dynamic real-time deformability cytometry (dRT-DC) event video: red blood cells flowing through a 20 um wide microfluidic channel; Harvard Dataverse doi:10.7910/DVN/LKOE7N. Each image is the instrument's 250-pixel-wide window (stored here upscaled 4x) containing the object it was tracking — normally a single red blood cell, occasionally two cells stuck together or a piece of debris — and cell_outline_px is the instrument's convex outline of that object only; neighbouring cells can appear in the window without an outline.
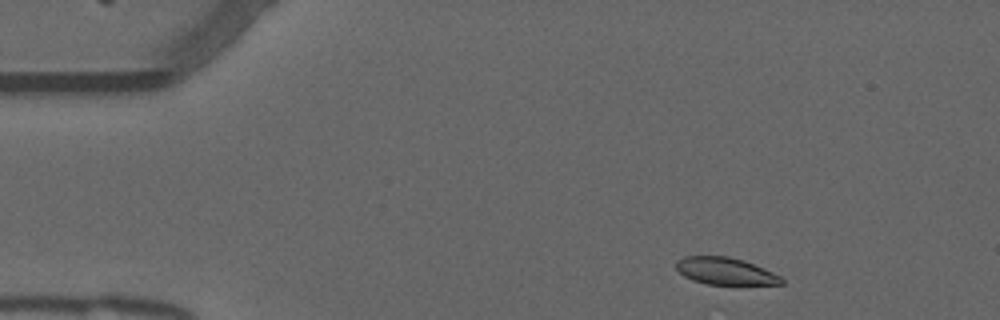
{"species": "common noctule bat (a hibernating species)", "species_latin": "Nyctalus noctula", "temperature_condition": "warm", "stored_images_in_passage": 32, "camera_frame_rate_fps": 3000, "um_per_image_px": 0.085, "animal": {"sex": "male", "forearm_length_mm": 52.5}, "frame": {"image": 1, "passage_image": 3, "time_ms": 0.667, "image_size_px": [1000, 320], "cell_outline_px": [[784, 284], [708, 284], [692, 280], [684, 276], [676, 268], [676, 260], [684, 256], [728, 256], [744, 260], [764, 268], [780, 276], [784, 280]], "centroid_in_image_um": [61.64, 23.03], "position_along_channel_um": 23.4, "area_um2": 16.59}}
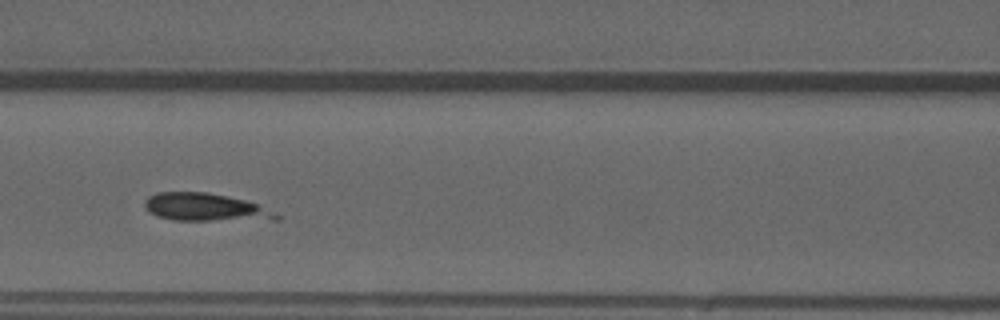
{"frame": {"image": 2, "passage_image": 19, "time_ms": 6.0, "image_size_px": [1000, 320], "cell_outline_px": [[280, 220], [172, 220], [156, 216], [148, 212], [144, 208], [144, 200], [148, 196], [156, 192], [208, 192], [244, 200], [256, 204], [280, 216]], "centroid_in_image_um": [17.37, 17.62], "position_along_channel_um": 149.2, "area_um2": 21.33}}
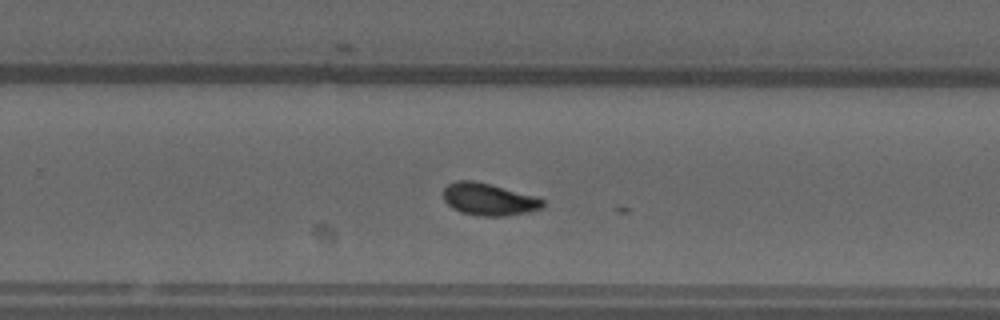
{"frame": {"image": 3, "passage_image": 30, "time_ms": 9.667, "image_size_px": [1000, 320], "cell_outline_px": [[544, 208], [528, 212], [504, 216], [476, 216], [460, 212], [452, 208], [444, 200], [444, 188], [448, 184], [456, 180], [472, 180], [536, 196], [544, 200]], "centroid_in_image_um": [41.55, 16.95], "position_along_channel_um": 288.3, "area_um2": 18.67}}